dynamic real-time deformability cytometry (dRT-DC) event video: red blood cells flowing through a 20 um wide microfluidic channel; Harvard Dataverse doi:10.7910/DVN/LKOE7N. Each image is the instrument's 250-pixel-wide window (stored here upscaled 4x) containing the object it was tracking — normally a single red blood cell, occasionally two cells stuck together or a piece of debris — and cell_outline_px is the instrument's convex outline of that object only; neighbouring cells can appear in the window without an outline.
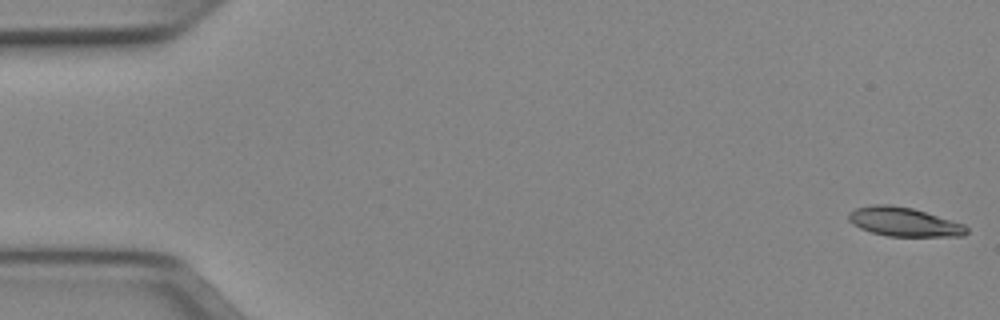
{"species": "Egyptian fruit bat (a non-hibernating species)", "species_latin": "Rousettus aegyptiacus", "temperature_condition": "cold", "stored_images_in_passage": 51, "camera_frame_rate_fps": 3000, "um_per_image_px": 0.085, "animal": {"sex": "female"}, "frame": {"image": 1, "passage_image": 1, "time_ms": 0.0, "image_size_px": [1000, 320], "cell_outline_px": [[968, 232], [964, 236], [888, 236], [872, 232], [860, 228], [852, 224], [848, 220], [848, 212], [856, 208], [872, 204], [892, 204], [912, 208], [964, 224], [968, 228]], "centroid_in_image_um": [76.81, 18.85], "position_along_channel_um": 8.2, "area_um2": 19.94}}
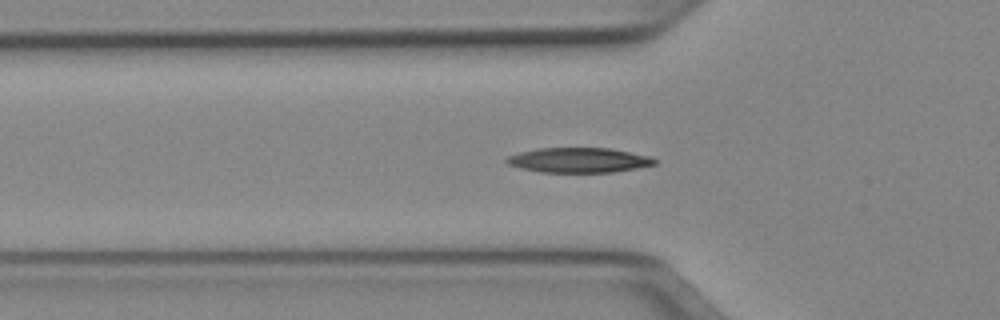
{"frame": {"image": 2, "passage_image": 17, "time_ms": 5.333, "image_size_px": [1000, 320], "cell_outline_px": [[656, 164], [636, 168], [612, 172], [540, 172], [520, 168], [508, 164], [504, 160], [508, 156], [520, 152], [536, 148], [612, 148], [652, 156], [656, 160]], "centroid_in_image_um": [49.21, 13.6], "position_along_channel_um": 76.6, "area_um2": 21.56}}
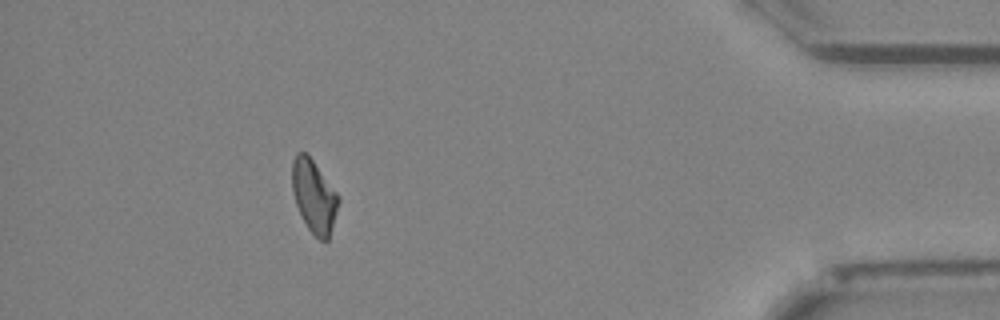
{"frame": {"image": 3, "passage_image": 46, "time_ms": 15.0, "image_size_px": [1000, 320], "cell_outline_px": [[340, 200], [328, 240], [320, 240], [308, 228], [296, 204], [292, 192], [292, 160], [296, 152], [304, 152], [312, 160], [340, 196]], "centroid_in_image_um": [26.68, 16.66], "position_along_channel_um": 408.5, "area_um2": 19.36}, "authors_computed_cell_mechanics": {"area_um2": 20.5768, "velocity_mm_per_s": 3.9788, "shape_relaxation_time_tau1_ms": 4.8065, "shape_relaxation_time_tau2_ms": null, "deformation_change_tau1": 0.1521, "deformation_change_tau2": null}}